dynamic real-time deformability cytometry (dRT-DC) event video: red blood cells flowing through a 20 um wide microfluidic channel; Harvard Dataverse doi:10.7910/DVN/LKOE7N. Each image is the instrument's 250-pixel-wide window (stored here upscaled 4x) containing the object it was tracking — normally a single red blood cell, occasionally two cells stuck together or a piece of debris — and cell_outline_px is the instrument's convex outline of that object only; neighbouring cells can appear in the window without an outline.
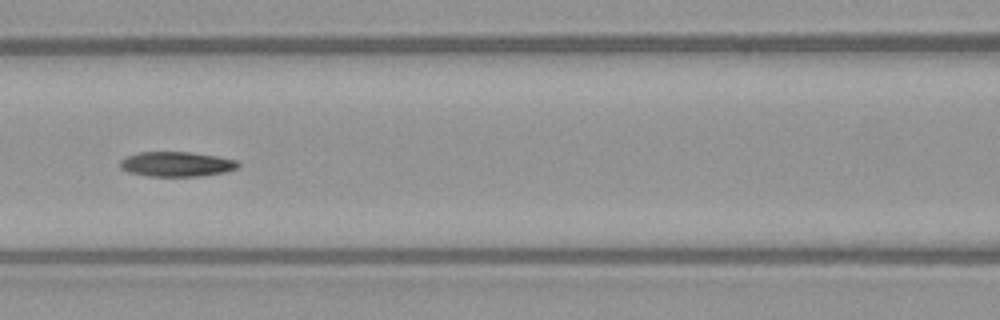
{"species": "common noctule bat (a hibernating species)", "species_latin": "Nyctalus noctula", "temperature_condition": "warm", "stored_images_in_passage": 7, "camera_frame_rate_fps": 3000, "um_per_image_px": 0.085, "animal": {"sex": "female", "body_mass_g": 21.9}, "frame": {"image": 1, "passage_image": 7, "time_ms": 7.0, "image_size_px": [1000, 320], "cell_outline_px": [[240, 168], [224, 172], [200, 176], [148, 176], [128, 172], [120, 168], [120, 160], [128, 156], [140, 152], [188, 152], [216, 156], [236, 160], [240, 164]], "centroid_in_image_um": [15.02, 13.95], "position_along_channel_um": 151.6, "area_um2": 17.05}}